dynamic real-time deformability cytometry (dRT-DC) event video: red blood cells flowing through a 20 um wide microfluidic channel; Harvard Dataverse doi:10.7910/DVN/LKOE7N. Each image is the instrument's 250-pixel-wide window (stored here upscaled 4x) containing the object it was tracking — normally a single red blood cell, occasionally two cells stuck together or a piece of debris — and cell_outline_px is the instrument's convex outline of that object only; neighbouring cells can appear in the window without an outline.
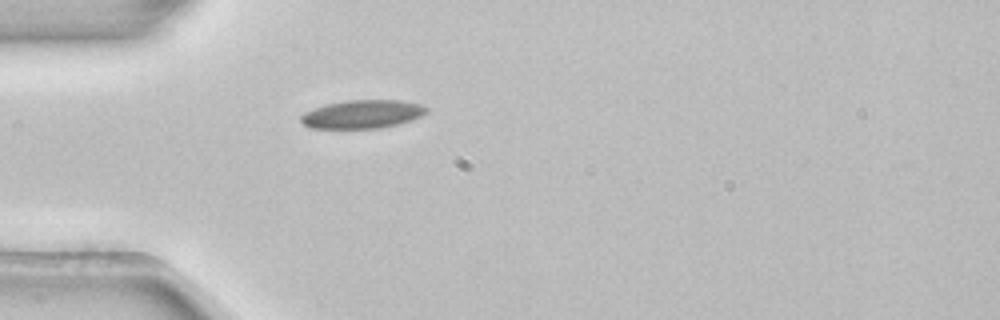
{"species": "common noctule bat (a hibernating species)", "species_latin": "Nyctalus noctula", "temperature_condition": "room temperature", "stored_images_in_passage": 1, "camera_frame_rate_fps": 3000, "um_per_image_px": 0.085, "animal": {"sex": "female", "body_mass_g": 22.7, "forearm_length_mm": 54.2}, "frame": {"image": 1, "passage_image": 1, "time_ms": 0.0, "image_size_px": [1000, 320], "cell_outline_px": [[428, 112], [412, 120], [380, 128], [308, 128], [300, 120], [300, 116], [304, 112], [328, 104], [344, 100], [400, 100], [420, 104], [428, 108]], "centroid_in_image_um": [30.8, 9.7], "position_along_channel_um": 54.2, "area_um2": 20.69}}